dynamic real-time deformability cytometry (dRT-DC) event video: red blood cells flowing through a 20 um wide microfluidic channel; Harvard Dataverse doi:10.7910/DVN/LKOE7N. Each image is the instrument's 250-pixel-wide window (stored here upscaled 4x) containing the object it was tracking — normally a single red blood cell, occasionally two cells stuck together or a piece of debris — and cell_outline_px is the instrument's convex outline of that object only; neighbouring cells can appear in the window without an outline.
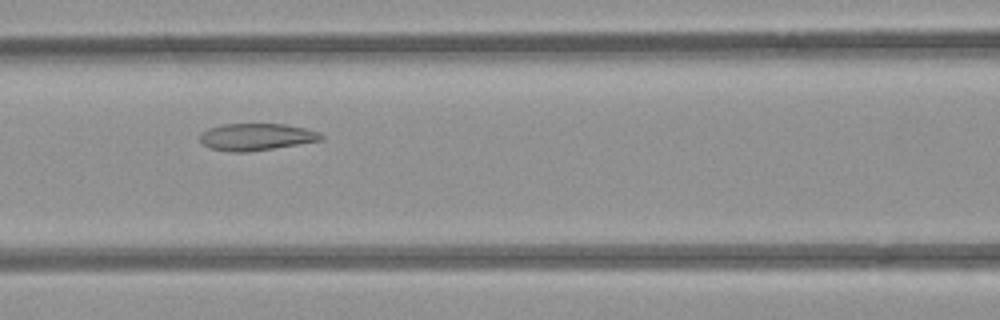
{"species": "common noctule bat (a hibernating species)", "species_latin": "Nyctalus noctula", "temperature_condition": "room temperature", "stored_images_in_passage": 6, "camera_frame_rate_fps": 3000, "um_per_image_px": 0.085, "animal": {"sex": "female", "body_mass_g": 21.9}, "frame": {"image": 1, "passage_image": 4, "time_ms": 4.333, "image_size_px": [1000, 320], "cell_outline_px": [[324, 140], [248, 152], [232, 152], [212, 148], [200, 144], [200, 132], [208, 128], [220, 124], [284, 124], [304, 128], [320, 132], [324, 136]], "centroid_in_image_um": [21.77, 11.63], "position_along_channel_um": 144.8, "area_um2": 19.19}}
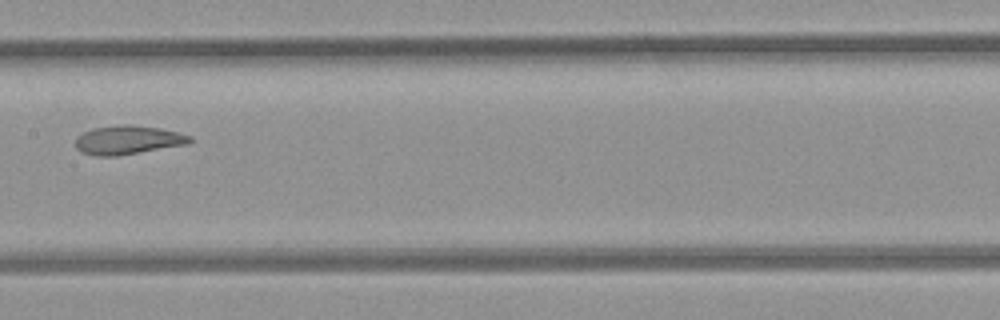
{"frame": {"image": 2, "passage_image": 5, "time_ms": 5.667, "image_size_px": [1000, 320], "cell_outline_px": [[192, 140], [188, 144], [116, 156], [96, 156], [84, 152], [76, 148], [76, 136], [84, 132], [96, 128], [120, 124], [132, 124], [160, 128], [192, 136]], "centroid_in_image_um": [10.88, 11.89], "position_along_channel_um": 196.5, "area_um2": 19.07}}
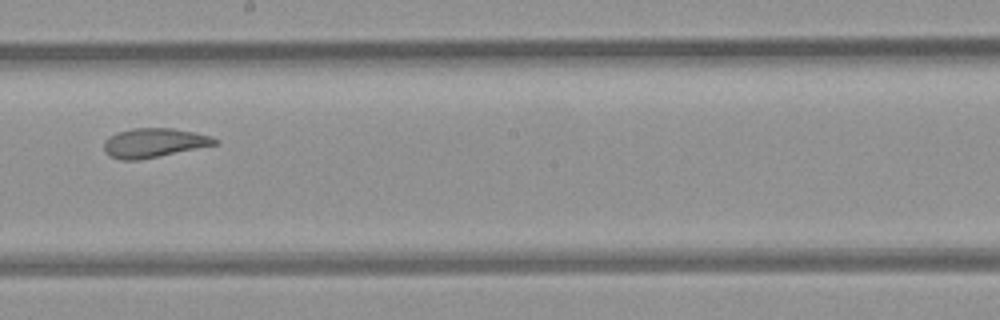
{"frame": {"image": 3, "passage_image": 6, "time_ms": 6.667, "image_size_px": [1000, 320], "cell_outline_px": [[220, 140], [216, 144], [140, 160], [120, 160], [108, 156], [104, 152], [104, 140], [108, 136], [116, 132], [132, 128], [172, 128], [192, 132], [208, 136]], "centroid_in_image_um": [12.99, 12.14], "position_along_channel_um": 235.2, "area_um2": 18.84}}